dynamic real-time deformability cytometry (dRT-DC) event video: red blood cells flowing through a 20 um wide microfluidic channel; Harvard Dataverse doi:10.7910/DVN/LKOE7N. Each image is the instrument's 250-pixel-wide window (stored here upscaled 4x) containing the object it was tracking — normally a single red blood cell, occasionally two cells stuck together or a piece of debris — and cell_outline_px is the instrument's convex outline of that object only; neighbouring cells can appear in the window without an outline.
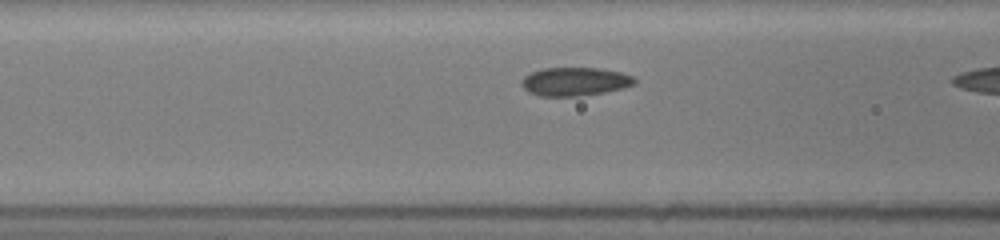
{"species": "common noctule bat (a hibernating species)", "species_latin": "Nyctalus noctula", "temperature_condition": "room temperature", "stored_images_in_passage": 5, "camera_frame_rate_fps": 3000, "um_per_image_px": 0.085, "animal": {"sex": "female", "body_mass_g": 19.5, "forearm_length_mm": 54.1}, "frame": {"image": 1, "passage_image": 4, "time_ms": 1.667, "image_size_px": [1000, 240], "cell_outline_px": [[636, 84], [624, 88], [604, 92], [580, 96], [536, 96], [528, 92], [520, 84], [524, 76], [540, 68], [600, 68], [620, 72], [632, 76], [636, 80]], "centroid_in_image_um": [48.85, 6.94], "position_along_channel_um": 117.8, "area_um2": 18.9}}